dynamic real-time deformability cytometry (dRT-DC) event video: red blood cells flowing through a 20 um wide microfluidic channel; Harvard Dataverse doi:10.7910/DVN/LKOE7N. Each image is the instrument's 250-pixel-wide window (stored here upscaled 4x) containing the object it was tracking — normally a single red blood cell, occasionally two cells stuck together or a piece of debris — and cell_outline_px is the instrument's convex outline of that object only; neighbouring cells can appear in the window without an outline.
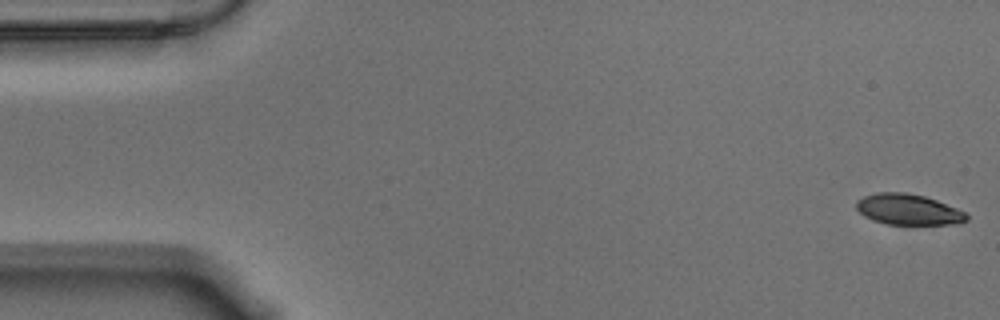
{"species": "Egyptian fruit bat (a non-hibernating species)", "species_latin": "Rousettus aegyptiacus", "temperature_condition": "warm", "stored_images_in_passage": 57, "camera_frame_rate_fps": 3000, "um_per_image_px": 0.085, "animal": {"sex": "male"}, "frame": {"image": 1, "passage_image": 1, "time_ms": 0.0, "image_size_px": [1000, 320], "cell_outline_px": [[968, 220], [960, 224], [888, 224], [872, 220], [864, 216], [856, 208], [856, 200], [864, 196], [876, 192], [908, 192], [924, 196], [936, 200], [956, 208], [964, 212], [968, 216]], "centroid_in_image_um": [77.19, 17.8], "position_along_channel_um": 7.8, "area_um2": 19.83}}
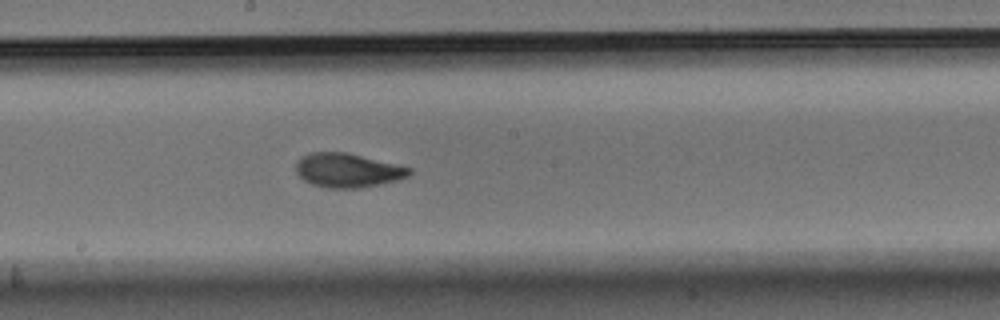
{"frame": {"image": 2, "passage_image": 30, "time_ms": 9.667, "image_size_px": [1000, 320], "cell_outline_px": [[412, 172], [408, 176], [396, 180], [360, 188], [328, 188], [312, 184], [304, 180], [296, 172], [296, 160], [300, 156], [308, 152], [348, 152], [412, 168]], "centroid_in_image_um": [29.51, 14.46], "position_along_channel_um": 218.7, "area_um2": 22.6}}
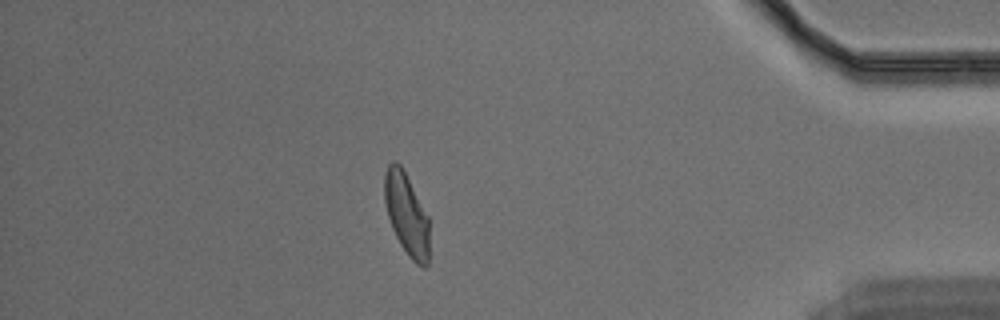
{"frame": {"image": 3, "passage_image": 49, "time_ms": 16.0, "image_size_px": [1000, 320], "cell_outline_px": [[428, 264], [424, 268], [420, 268], [408, 256], [400, 244], [392, 228], [388, 216], [384, 200], [384, 172], [388, 164], [392, 160], [396, 160], [400, 164], [428, 216]], "centroid_in_image_um": [34.54, 18.21], "position_along_channel_um": 400.7, "area_um2": 21.39}, "authors_computed_cell_mechanics": {"area_um2": 21.964, "velocity_mm_per_s": 3.5337, "shape_relaxation_time_tau1_ms": 4.5676, "shape_relaxation_time_tau2_ms": 1.2818, "deformation_change_tau1": 0.1781, "deformation_change_tau2": 0.0571}}